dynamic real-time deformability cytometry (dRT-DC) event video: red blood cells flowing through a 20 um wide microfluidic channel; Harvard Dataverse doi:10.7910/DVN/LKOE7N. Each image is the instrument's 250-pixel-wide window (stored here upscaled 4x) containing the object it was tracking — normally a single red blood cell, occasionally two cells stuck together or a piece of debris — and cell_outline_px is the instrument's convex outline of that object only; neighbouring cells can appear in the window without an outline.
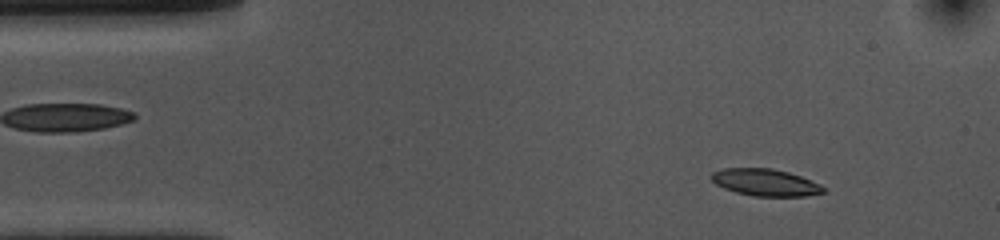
{"species": "common noctule bat (a hibernating species)", "species_latin": "Nyctalus noctula", "temperature_condition": "cold", "stored_images_in_passage": 53, "camera_frame_rate_fps": 3000, "um_per_image_px": 0.085, "animal": {"sex": "female", "body_mass_g": 10.0, "forearm_length_mm": 53.1}, "frame": {"image": 1, "passage_image": 5, "time_ms": 1.333, "image_size_px": [1000, 240], "cell_outline_px": [[824, 192], [804, 196], [752, 196], [736, 192], [724, 188], [716, 184], [708, 176], [712, 172], [724, 168], [772, 168], [788, 172], [800, 176], [820, 184], [824, 188]], "centroid_in_image_um": [65.01, 15.5], "position_along_channel_um": 20.0, "area_um2": 17.57}}
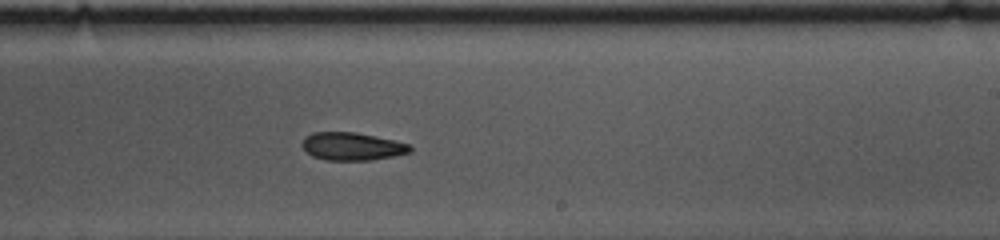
{"frame": {"image": 2, "passage_image": 30, "time_ms": 9.667, "image_size_px": [1000, 240], "cell_outline_px": [[412, 152], [372, 160], [328, 160], [312, 156], [300, 144], [304, 136], [312, 132], [356, 132], [392, 140], [408, 144], [412, 148]], "centroid_in_image_um": [29.89, 12.44], "position_along_channel_um": 259.1, "area_um2": 17.46}}
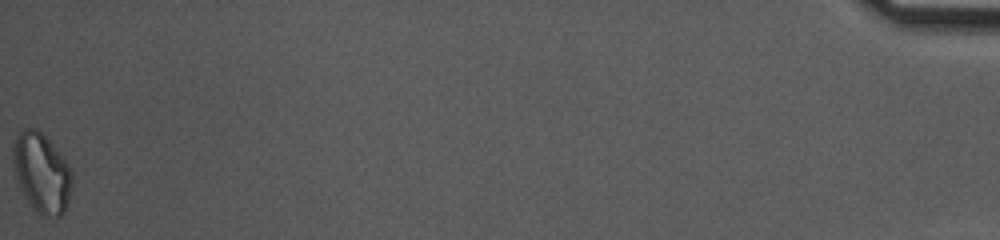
{"frame": {"image": 3, "passage_image": 53, "time_ms": 17.333, "image_size_px": [1000, 240], "cell_outline_px": [[72, 184], [68, 200], [64, 212], [60, 216], [40, 216], [36, 212], [20, 188], [16, 176], [12, 160], [12, 144], [16, 132], [20, 128], [36, 128], [64, 156], [72, 172]], "centroid_in_image_um": [3.52, 14.65], "position_along_channel_um": 431.7, "area_um2": 27.57}, "authors_computed_cell_mechanics": {"area_um2": 18.4382, "velocity_mm_per_s": 3.6434, "shape_relaxation_time_tau1_ms": 5.2851, "shape_relaxation_time_tau2_ms": null, "deformation_change_tau1": 0.1294, "deformation_change_tau2": null}}